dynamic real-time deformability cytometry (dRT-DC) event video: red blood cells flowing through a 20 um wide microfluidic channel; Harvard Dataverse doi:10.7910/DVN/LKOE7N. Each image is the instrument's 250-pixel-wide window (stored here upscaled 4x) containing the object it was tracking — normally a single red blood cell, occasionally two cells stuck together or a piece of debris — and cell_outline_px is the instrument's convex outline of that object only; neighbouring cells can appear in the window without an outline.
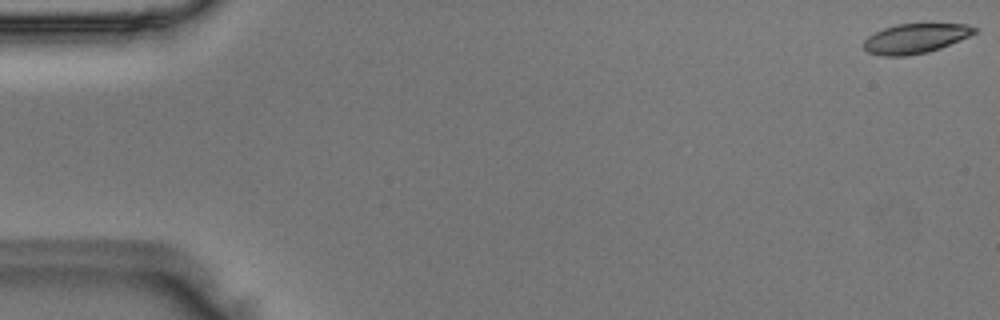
{"species": "Egyptian fruit bat (a non-hibernating species)", "species_latin": "Rousettus aegyptiacus", "temperature_condition": "room temperature", "stored_images_in_passage": 50, "camera_frame_rate_fps": 3000, "um_per_image_px": 0.085, "animal": {"sex": "male"}, "frame": {"image": 1, "passage_image": 1, "time_ms": 0.0, "image_size_px": [1000, 320], "cell_outline_px": [[980, 28], [976, 32], [968, 36], [940, 48], [928, 52], [904, 56], [880, 56], [868, 52], [864, 48], [864, 40], [868, 36], [884, 28], [896, 24], [968, 24]], "centroid_in_image_um": [77.81, 3.27], "position_along_channel_um": 7.2, "area_um2": 19.07}}
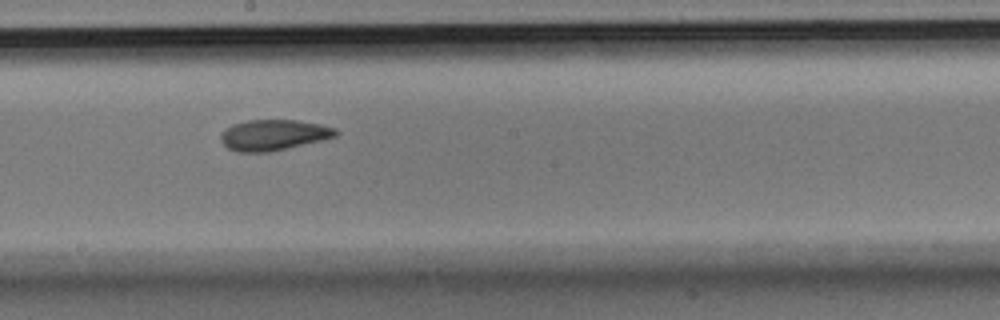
{"frame": {"image": 2, "passage_image": 28, "time_ms": 9.0, "image_size_px": [1000, 320], "cell_outline_px": [[340, 132], [336, 136], [320, 140], [268, 152], [236, 152], [228, 148], [220, 140], [220, 136], [224, 128], [232, 124], [248, 120], [296, 120], [320, 124], [336, 128]], "centroid_in_image_um": [23.21, 11.46], "position_along_channel_um": 225.0, "area_um2": 20.52}}
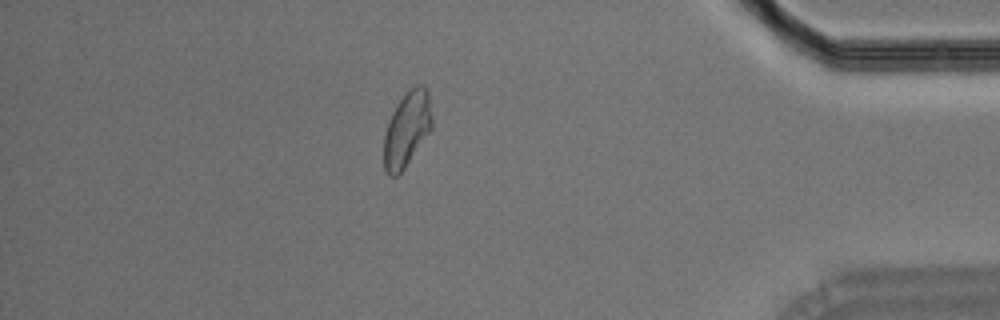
{"frame": {"image": 3, "passage_image": 44, "time_ms": 14.333, "image_size_px": [1000, 320], "cell_outline_px": [[432, 128], [404, 168], [396, 176], [388, 176], [384, 168], [384, 132], [388, 120], [396, 104], [404, 92], [408, 88], [416, 84], [424, 84], [428, 88], [432, 116]], "centroid_in_image_um": [34.59, 10.9], "position_along_channel_um": 400.6, "area_um2": 21.39}}